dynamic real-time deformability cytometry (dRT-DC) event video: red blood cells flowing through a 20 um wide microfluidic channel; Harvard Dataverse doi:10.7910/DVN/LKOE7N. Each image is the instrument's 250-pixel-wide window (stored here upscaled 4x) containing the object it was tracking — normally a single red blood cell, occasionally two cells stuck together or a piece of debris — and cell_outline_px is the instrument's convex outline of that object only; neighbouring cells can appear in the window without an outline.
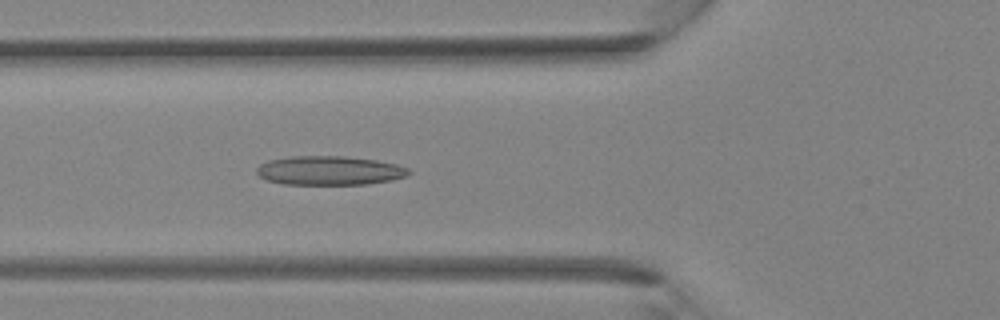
{"species": "Egyptian fruit bat (a non-hibernating species)", "species_latin": "Rousettus aegyptiacus", "temperature_condition": "room temperature", "stored_images_in_passage": 28, "camera_frame_rate_fps": 3000, "um_per_image_px": 0.085, "animal": {"sex": "female"}, "frame": {"image": 1, "passage_image": 4, "time_ms": 1.0, "image_size_px": [1000, 320], "cell_outline_px": [[412, 172], [408, 176], [392, 180], [368, 184], [284, 184], [268, 180], [260, 176], [256, 172], [256, 168], [260, 164], [268, 160], [288, 156], [348, 156], [376, 160], [396, 164], [408, 168]], "centroid_in_image_um": [28.03, 14.49], "position_along_channel_um": 97.8, "area_um2": 25.89}}
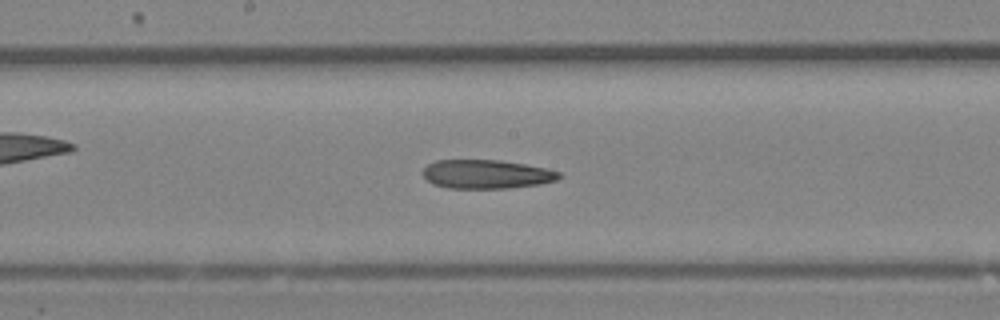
{"frame": {"image": 2, "passage_image": 10, "time_ms": 3.0, "image_size_px": [1000, 320], "cell_outline_px": [[560, 176], [556, 180], [540, 184], [508, 188], [448, 188], [432, 184], [420, 172], [428, 164], [436, 160], [500, 160], [548, 168], [560, 172]], "centroid_in_image_um": [41.33, 14.8], "position_along_channel_um": 206.9, "area_um2": 22.95}}
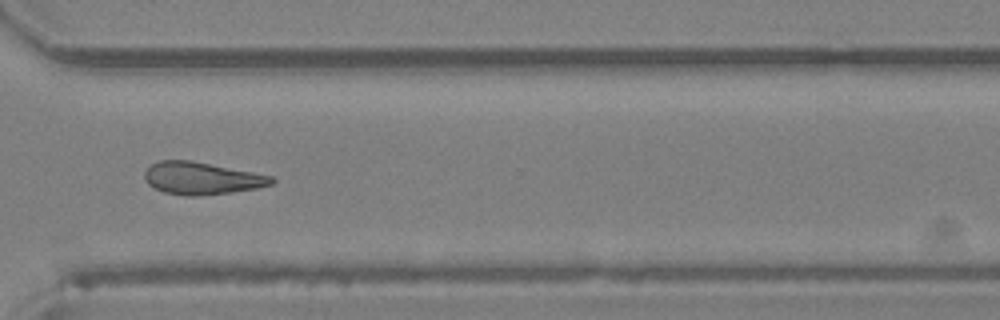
{"frame": {"image": 3, "passage_image": 18, "time_ms": 5.667, "image_size_px": [1000, 320], "cell_outline_px": [[276, 180], [272, 184], [256, 188], [232, 192], [196, 196], [184, 196], [164, 192], [148, 184], [144, 176], [144, 172], [152, 164], [160, 160], [192, 160], [272, 176]], "centroid_in_image_um": [17.14, 15.15], "position_along_channel_um": 353.5, "area_um2": 23.81}}